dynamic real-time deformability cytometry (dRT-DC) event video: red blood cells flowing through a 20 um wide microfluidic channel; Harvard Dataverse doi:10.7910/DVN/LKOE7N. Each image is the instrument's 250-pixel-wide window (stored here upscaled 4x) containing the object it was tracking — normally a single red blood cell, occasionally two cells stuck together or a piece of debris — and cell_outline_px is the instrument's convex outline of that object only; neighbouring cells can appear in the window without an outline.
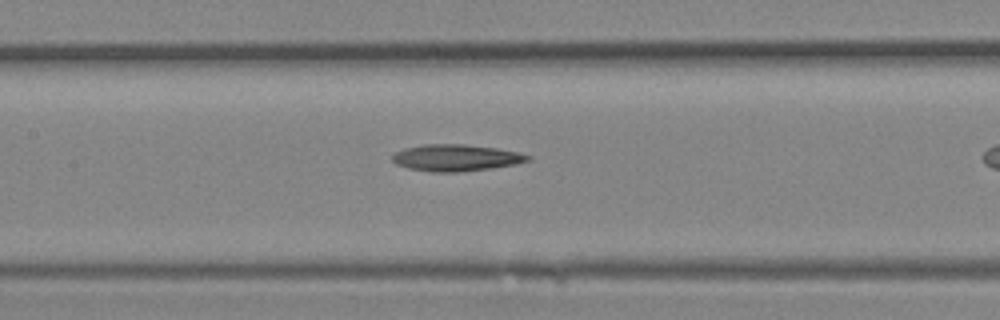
{"species": "Egyptian fruit bat (a non-hibernating species)", "species_latin": "Rousettus aegyptiacus", "temperature_condition": "room temperature", "stored_images_in_passage": 10, "camera_frame_rate_fps": 3000, "um_per_image_px": 0.085, "animal": {"sex": "female"}, "frame": {"image": 1, "passage_image": 9, "time_ms": 2.667, "image_size_px": [1000, 320], "cell_outline_px": [[532, 160], [516, 164], [488, 168], [456, 172], [432, 172], [408, 168], [396, 164], [392, 160], [392, 156], [396, 152], [404, 148], [424, 144], [464, 144], [496, 148], [520, 152], [532, 156]], "centroid_in_image_um": [38.78, 13.4], "position_along_channel_um": 168.6, "area_um2": 21.04}}